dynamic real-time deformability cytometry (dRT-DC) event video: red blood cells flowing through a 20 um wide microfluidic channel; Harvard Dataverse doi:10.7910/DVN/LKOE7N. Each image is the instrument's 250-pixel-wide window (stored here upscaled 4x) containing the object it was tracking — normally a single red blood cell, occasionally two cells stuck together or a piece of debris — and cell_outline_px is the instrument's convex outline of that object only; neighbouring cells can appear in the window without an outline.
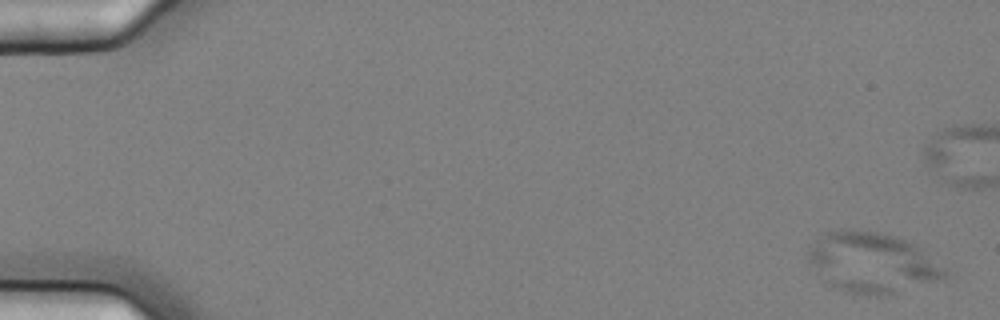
{"species": "common noctule bat (a hibernating species)", "species_latin": "Nyctalus noctula", "temperature_condition": "cold", "stored_images_in_passage": 5, "camera_frame_rate_fps": 3000, "um_per_image_px": 0.085, "animal": {"sex": "female", "body_mass_g": 25.1}, "frame": {"image": 1, "passage_image": 1, "time_ms": 0.0, "image_size_px": [1000, 320], "cell_outline_px": [[948, 276], [944, 280], [876, 296], [848, 292], [836, 288], [828, 284], [808, 260], [808, 252], [820, 232], [840, 228], [876, 232], [896, 236], [936, 252], [948, 272]], "centroid_in_image_um": [74.24, 22.28], "position_along_channel_um": 10.8, "area_um2": 48.9}}